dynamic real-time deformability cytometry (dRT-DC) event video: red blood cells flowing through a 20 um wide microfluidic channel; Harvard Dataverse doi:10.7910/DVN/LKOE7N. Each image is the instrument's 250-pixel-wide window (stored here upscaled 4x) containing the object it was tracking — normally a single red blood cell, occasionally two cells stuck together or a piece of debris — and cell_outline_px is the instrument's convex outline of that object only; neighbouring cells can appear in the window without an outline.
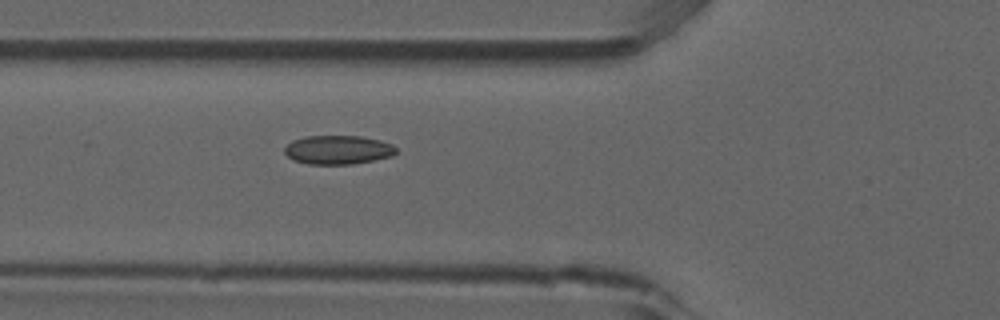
{"species": "common noctule bat (a hibernating species)", "species_latin": "Nyctalus noctula", "temperature_condition": "room temperature", "stored_images_in_passage": 5, "camera_frame_rate_fps": 3000, "um_per_image_px": 0.085, "animal": {"sex": "male", "forearm_length_mm": 52.5}, "frame": {"image": 1, "passage_image": 5, "time_ms": 1.333, "image_size_px": [1000, 320], "cell_outline_px": [[396, 152], [392, 156], [352, 164], [308, 164], [292, 160], [284, 152], [284, 148], [292, 140], [304, 136], [360, 136], [380, 140], [392, 144], [396, 148]], "centroid_in_image_um": [28.7, 12.73], "position_along_channel_um": 97.1, "area_um2": 18.79}}